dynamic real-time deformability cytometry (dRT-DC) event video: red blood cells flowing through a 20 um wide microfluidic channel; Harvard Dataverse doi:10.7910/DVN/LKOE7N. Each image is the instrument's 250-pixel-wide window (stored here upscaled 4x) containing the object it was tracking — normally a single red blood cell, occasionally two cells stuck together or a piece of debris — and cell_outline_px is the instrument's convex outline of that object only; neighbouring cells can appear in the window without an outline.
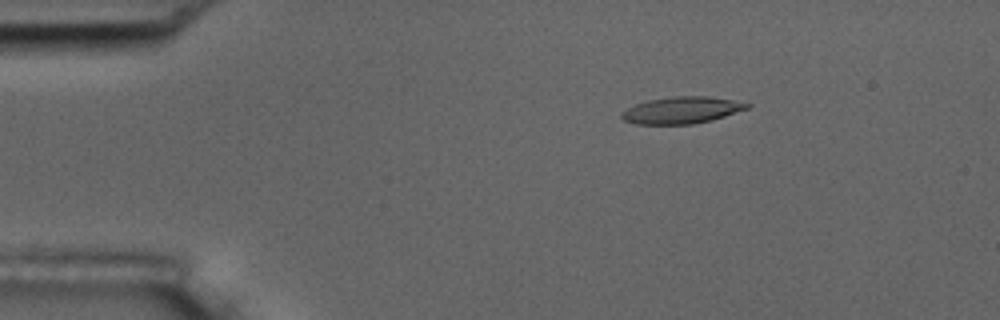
{"species": "common noctule bat (a hibernating species)", "species_latin": "Nyctalus noctula", "temperature_condition": "room temperature", "stored_images_in_passage": 4, "camera_frame_rate_fps": 3000, "um_per_image_px": 0.085, "animal": {"sex": "male", "body_mass_g": 17.5, "forearm_length_mm": 52.3}, "frame": {"image": 1, "passage_image": 2, "time_ms": 2.0, "image_size_px": [1000, 320], "cell_outline_px": [[752, 104], [748, 108], [712, 120], [692, 124], [636, 124], [624, 120], [620, 116], [620, 112], [636, 104], [648, 100], [672, 96], [708, 96], [732, 100]], "centroid_in_image_um": [57.92, 9.36], "position_along_channel_um": 27.1, "area_um2": 19.48}}